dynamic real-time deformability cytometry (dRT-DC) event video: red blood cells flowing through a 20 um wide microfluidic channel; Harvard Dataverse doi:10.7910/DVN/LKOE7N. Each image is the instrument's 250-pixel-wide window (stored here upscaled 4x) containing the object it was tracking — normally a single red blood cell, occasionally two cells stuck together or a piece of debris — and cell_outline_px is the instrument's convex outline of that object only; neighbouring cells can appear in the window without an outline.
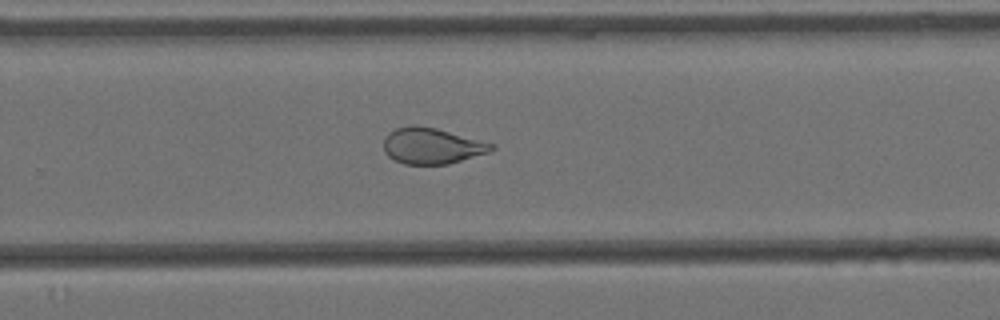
{"species": "Egyptian fruit bat (a non-hibernating species)", "species_latin": "Rousettus aegyptiacus", "temperature_condition": "cold", "stored_images_in_passage": 10, "camera_frame_rate_fps": 3000, "um_per_image_px": 0.085, "animal": {"sex": "female"}, "frame": {"image": 1, "passage_image": 10, "time_ms": 3.0, "image_size_px": [1000, 320], "cell_outline_px": [[496, 148], [488, 152], [448, 164], [404, 164], [388, 156], [384, 152], [384, 136], [388, 132], [396, 128], [412, 124], [416, 124], [436, 128], [496, 144]], "centroid_in_image_um": [36.69, 12.38], "position_along_channel_um": 293.1, "area_um2": 22.72}}